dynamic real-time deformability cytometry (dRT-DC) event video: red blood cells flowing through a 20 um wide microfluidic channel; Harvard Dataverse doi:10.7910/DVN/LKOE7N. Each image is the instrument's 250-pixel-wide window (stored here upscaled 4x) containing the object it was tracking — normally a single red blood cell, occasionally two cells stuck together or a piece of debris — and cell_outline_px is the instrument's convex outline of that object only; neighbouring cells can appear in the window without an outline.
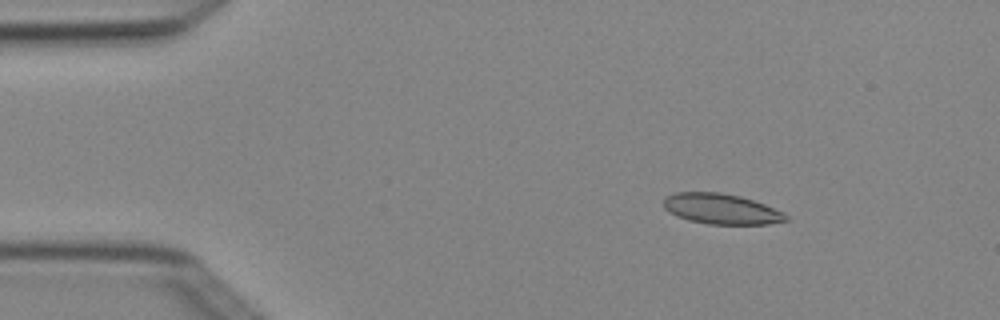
{"species": "Egyptian fruit bat (a non-hibernating species)", "species_latin": "Rousettus aegyptiacus", "temperature_condition": "cold", "stored_images_in_passage": 4, "camera_frame_rate_fps": 3000, "um_per_image_px": 0.085, "animal": {"sex": "female"}, "frame": {"image": 1, "passage_image": 2, "time_ms": 0.333, "image_size_px": [1000, 320], "cell_outline_px": [[788, 220], [768, 224], [708, 224], [688, 220], [676, 216], [668, 212], [664, 208], [664, 196], [676, 192], [720, 192], [740, 196], [764, 204], [784, 212], [788, 216]], "centroid_in_image_um": [61.28, 17.75], "position_along_channel_um": 23.7, "area_um2": 21.79}}